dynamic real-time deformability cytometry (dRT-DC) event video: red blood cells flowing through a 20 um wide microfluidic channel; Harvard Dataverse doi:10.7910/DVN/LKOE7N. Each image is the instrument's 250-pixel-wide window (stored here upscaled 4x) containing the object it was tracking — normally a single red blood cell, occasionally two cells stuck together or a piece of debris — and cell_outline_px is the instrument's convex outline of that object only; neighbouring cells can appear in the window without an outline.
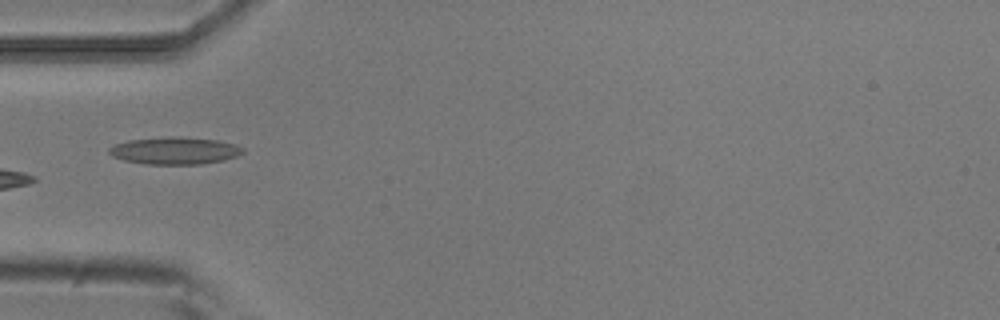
{"species": "common noctule bat (a hibernating species)", "species_latin": "Nyctalus noctula", "temperature_condition": "room temperature", "stored_images_in_passage": 9, "camera_frame_rate_fps": 3000, "um_per_image_px": 0.085, "animal": {"sex": "male", "body_mass_g": 20.5, "forearm_length_mm": 52.5}, "frame": {"image": 1, "passage_image": 6, "time_ms": 1.667, "image_size_px": [1000, 320], "cell_outline_px": [[244, 152], [236, 156], [224, 160], [200, 164], [148, 164], [124, 160], [112, 156], [108, 152], [108, 148], [116, 144], [128, 140], [172, 136], [180, 136], [220, 140], [236, 144], [244, 148]], "centroid_in_image_um": [14.88, 12.79], "position_along_channel_um": 70.1, "area_um2": 21.33}}
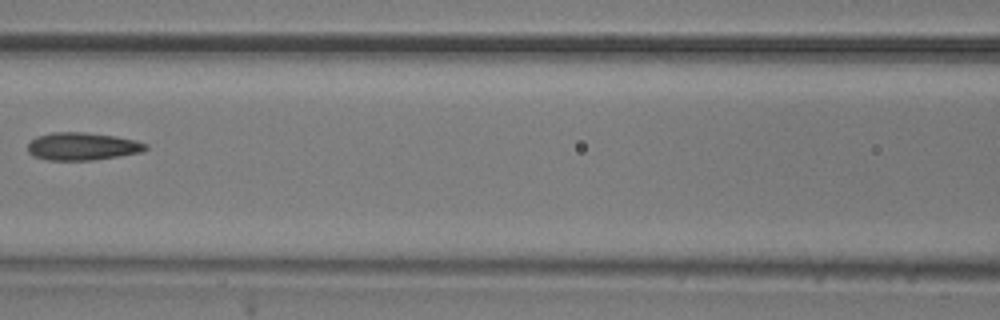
{"frame": {"image": 2, "passage_image": 8, "time_ms": 2.333, "image_size_px": [1000, 320], "cell_outline_px": [[148, 148], [140, 152], [120, 156], [92, 160], [44, 160], [32, 156], [28, 152], [28, 144], [36, 136], [52, 132], [88, 132], [116, 136], [136, 140], [148, 144]], "centroid_in_image_um": [6.99, 12.44], "position_along_channel_um": 159.6, "area_um2": 19.25}}
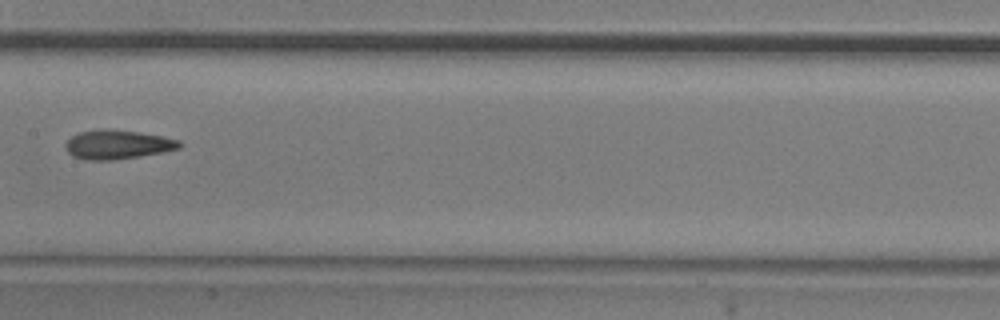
{"frame": {"image": 3, "passage_image": 9, "time_ms": 2.667, "image_size_px": [1000, 320], "cell_outline_px": [[184, 144], [180, 148], [164, 152], [140, 156], [112, 160], [84, 160], [72, 156], [68, 152], [64, 144], [72, 136], [80, 132], [100, 128], [104, 128], [140, 132], [164, 136], [180, 140]], "centroid_in_image_um": [10.02, 12.28], "position_along_channel_um": 197.4, "area_um2": 19.59}}